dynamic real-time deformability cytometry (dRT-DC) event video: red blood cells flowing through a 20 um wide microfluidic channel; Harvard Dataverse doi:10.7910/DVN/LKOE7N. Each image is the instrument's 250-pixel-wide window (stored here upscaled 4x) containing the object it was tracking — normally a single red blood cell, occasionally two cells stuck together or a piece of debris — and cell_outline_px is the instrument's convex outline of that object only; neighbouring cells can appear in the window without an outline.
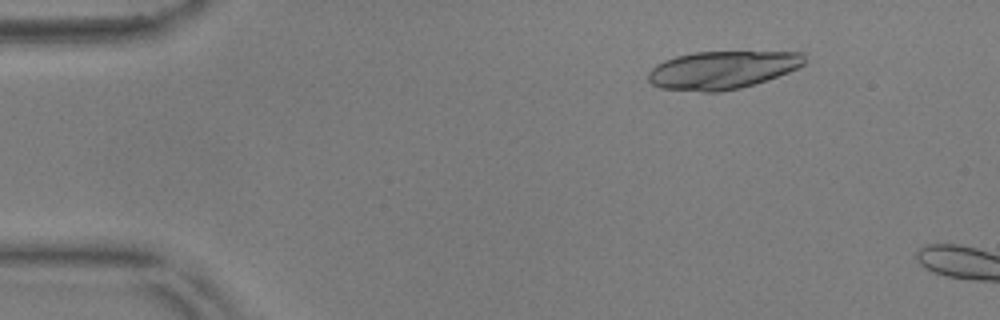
{"species": "common noctule bat (a hibernating species)", "species_latin": "Nyctalus noctula", "temperature_condition": "warm", "stored_images_in_passage": 14, "camera_frame_rate_fps": 3000, "um_per_image_px": 0.085, "animal": {"sex": "male", "body_mass_g": 17.9, "forearm_length_mm": 54.2}, "frame": {"image": 1, "passage_image": 8, "time_ms": 2.333, "image_size_px": [1000, 320], "cell_outline_px": [[804, 64], [788, 72], [740, 88], [720, 92], [704, 92], [660, 88], [652, 84], [648, 80], [648, 72], [656, 64], [664, 60], [676, 56], [696, 52], [804, 52]], "centroid_in_image_um": [61.34, 5.95], "position_along_channel_um": 23.7, "area_um2": 34.28}}